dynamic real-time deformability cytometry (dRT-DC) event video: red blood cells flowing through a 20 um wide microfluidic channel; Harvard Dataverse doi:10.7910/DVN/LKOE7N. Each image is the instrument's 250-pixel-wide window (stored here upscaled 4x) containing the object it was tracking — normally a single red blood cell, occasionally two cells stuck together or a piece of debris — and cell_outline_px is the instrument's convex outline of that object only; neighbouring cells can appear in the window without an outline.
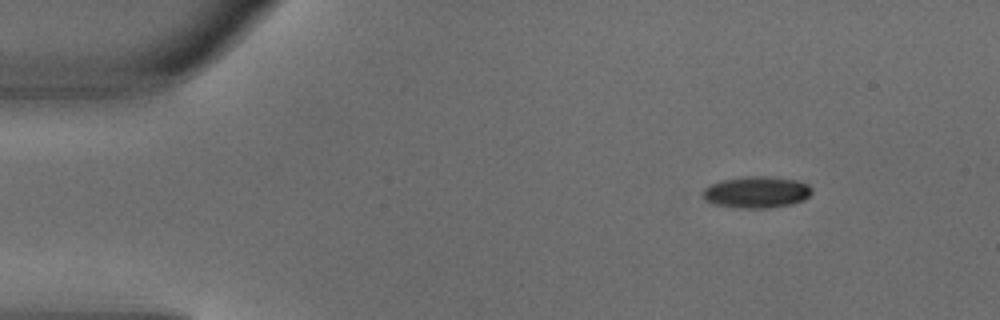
{"species": "common noctule bat (a hibernating species)", "species_latin": "Nyctalus noctula", "temperature_condition": "warm", "stored_images_in_passage": 3, "camera_frame_rate_fps": 3000, "um_per_image_px": 0.085, "animal": {"sex": "male", "body_mass_g": 18.8}, "frame": {"image": 1, "passage_image": 1, "time_ms": 0.0, "image_size_px": [1000, 320], "cell_outline_px": [[812, 192], [804, 200], [792, 204], [768, 208], [740, 208], [716, 204], [704, 200], [704, 188], [708, 184], [720, 180], [744, 176], [768, 176], [796, 180], [808, 184], [812, 188]], "centroid_in_image_um": [64.31, 16.32], "position_along_channel_um": 20.7, "area_um2": 20.17}}